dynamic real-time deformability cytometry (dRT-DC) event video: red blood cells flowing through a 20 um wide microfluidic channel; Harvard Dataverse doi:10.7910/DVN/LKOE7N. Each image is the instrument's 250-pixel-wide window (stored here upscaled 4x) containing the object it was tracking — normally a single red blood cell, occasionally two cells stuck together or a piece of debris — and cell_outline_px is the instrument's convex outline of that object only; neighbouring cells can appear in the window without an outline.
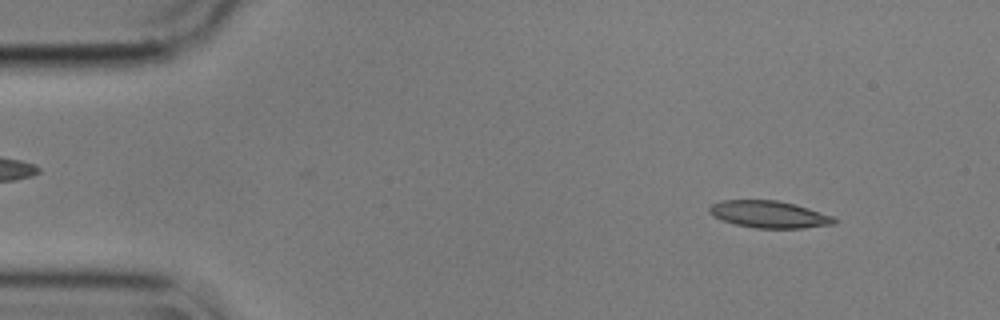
{"species": "common noctule bat (a hibernating species)", "species_latin": "Nyctalus noctula", "temperature_condition": "cold", "stored_images_in_passage": 12, "camera_frame_rate_fps": 3000, "um_per_image_px": 0.085, "animal": {"sex": "male", "body_mass_g": 17.9}, "frame": {"image": 1, "passage_image": 5, "time_ms": 1.333, "image_size_px": [1000, 320], "cell_outline_px": [[840, 220], [836, 224], [800, 228], [756, 228], [736, 224], [712, 216], [708, 212], [708, 208], [712, 204], [720, 200], [776, 200], [808, 208], [836, 216]], "centroid_in_image_um": [65.41, 18.22], "position_along_channel_um": 19.6, "area_um2": 19.77}}